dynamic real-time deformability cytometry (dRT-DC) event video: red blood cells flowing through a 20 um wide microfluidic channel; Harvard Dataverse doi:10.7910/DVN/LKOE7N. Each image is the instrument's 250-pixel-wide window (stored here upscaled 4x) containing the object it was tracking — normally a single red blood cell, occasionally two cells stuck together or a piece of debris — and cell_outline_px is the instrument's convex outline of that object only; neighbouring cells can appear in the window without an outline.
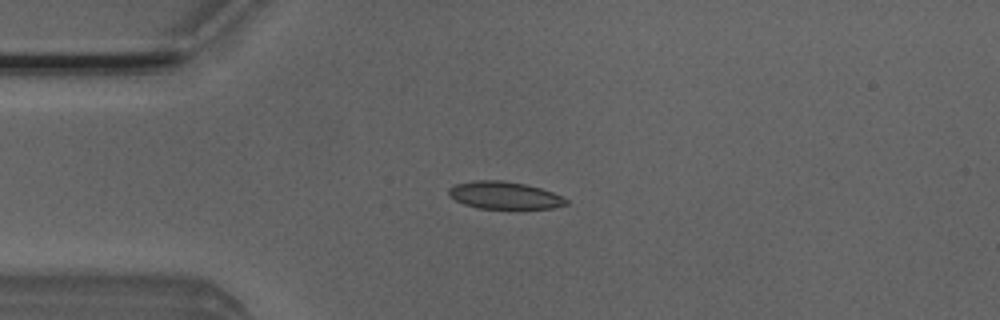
{"species": "Egyptian fruit bat (a non-hibernating species)", "species_latin": "Rousettus aegyptiacus", "temperature_condition": "room temperature", "stored_images_in_passage": 50, "camera_frame_rate_fps": 3000, "um_per_image_px": 0.085, "animal": {"sex": "male"}, "frame": {"image": 1, "passage_image": 11, "time_ms": 3.333, "image_size_px": [1000, 320], "cell_outline_px": [[568, 204], [552, 208], [476, 208], [464, 204], [448, 196], [448, 188], [456, 184], [476, 180], [504, 180], [524, 184], [540, 188], [552, 192], [568, 200]], "centroid_in_image_um": [42.84, 16.6], "position_along_channel_um": 42.2, "area_um2": 18.61}}
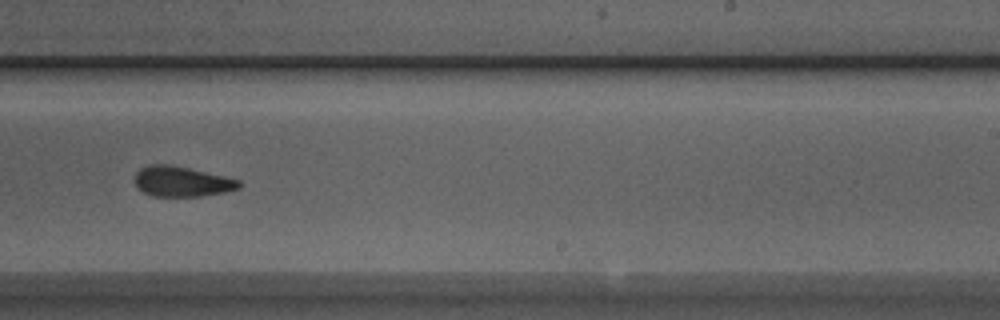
{"frame": {"image": 2, "passage_image": 30, "time_ms": 9.667, "image_size_px": [1000, 320], "cell_outline_px": [[240, 188], [224, 192], [200, 196], [152, 196], [136, 188], [136, 172], [140, 168], [152, 164], [172, 164], [224, 176], [240, 180]], "centroid_in_image_um": [15.44, 15.42], "position_along_channel_um": 273.6, "area_um2": 18.32}}
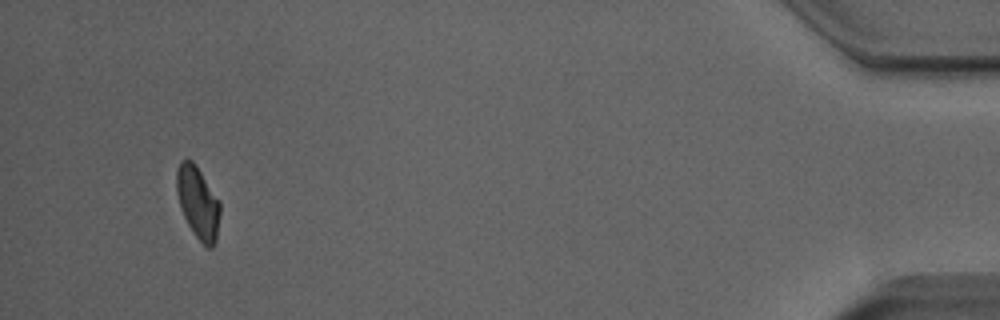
{"frame": {"image": 3, "passage_image": 47, "time_ms": 15.333, "image_size_px": [1000, 320], "cell_outline_px": [[220, 212], [216, 244], [212, 248], [208, 248], [192, 232], [180, 208], [176, 192], [176, 172], [180, 160], [192, 160], [196, 164], [220, 200]], "centroid_in_image_um": [16.83, 17.21], "position_along_channel_um": 418.4, "area_um2": 18.55}, "authors_computed_cell_mechanics": {"area_um2": 18.9006, "velocity_mm_per_s": 3.9688, "shape_relaxation_time_tau1_ms": 5.1627, "shape_relaxation_time_tau2_ms": 1.7487, "deformation_change_tau1": 0.1577, "deformation_change_tau2": 0.0861}}